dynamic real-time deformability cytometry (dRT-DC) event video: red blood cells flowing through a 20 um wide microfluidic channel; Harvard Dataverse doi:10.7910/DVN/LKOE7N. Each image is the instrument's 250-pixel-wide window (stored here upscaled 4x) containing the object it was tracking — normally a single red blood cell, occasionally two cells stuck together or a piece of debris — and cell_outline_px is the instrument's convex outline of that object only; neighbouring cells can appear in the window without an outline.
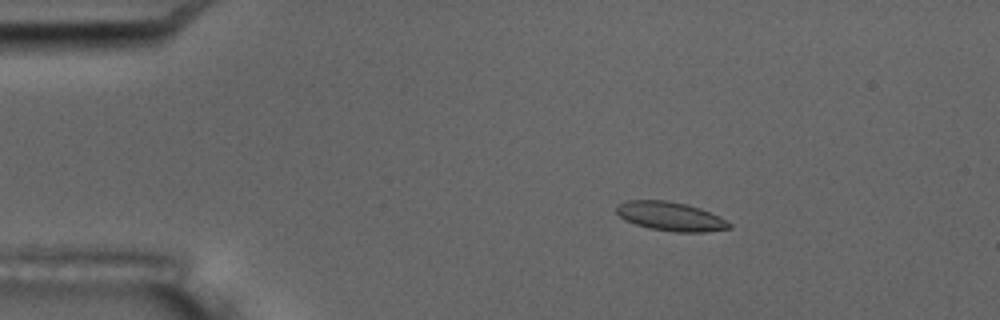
{"species": "common noctule bat (a hibernating species)", "species_latin": "Nyctalus noctula", "temperature_condition": "room temperature", "stored_images_in_passage": 5, "camera_frame_rate_fps": 3000, "um_per_image_px": 0.085, "animal": {"sex": "male", "body_mass_g": 17.5, "forearm_length_mm": 52.3}, "frame": {"image": 1, "passage_image": 3, "time_ms": 3.0, "image_size_px": [1000, 320], "cell_outline_px": [[732, 228], [704, 232], [676, 232], [648, 228], [624, 220], [616, 212], [616, 204], [628, 200], [664, 200], [684, 204], [700, 208], [720, 216], [732, 224]], "centroid_in_image_um": [56.99, 18.39], "position_along_channel_um": 28.0, "area_um2": 19.07}}